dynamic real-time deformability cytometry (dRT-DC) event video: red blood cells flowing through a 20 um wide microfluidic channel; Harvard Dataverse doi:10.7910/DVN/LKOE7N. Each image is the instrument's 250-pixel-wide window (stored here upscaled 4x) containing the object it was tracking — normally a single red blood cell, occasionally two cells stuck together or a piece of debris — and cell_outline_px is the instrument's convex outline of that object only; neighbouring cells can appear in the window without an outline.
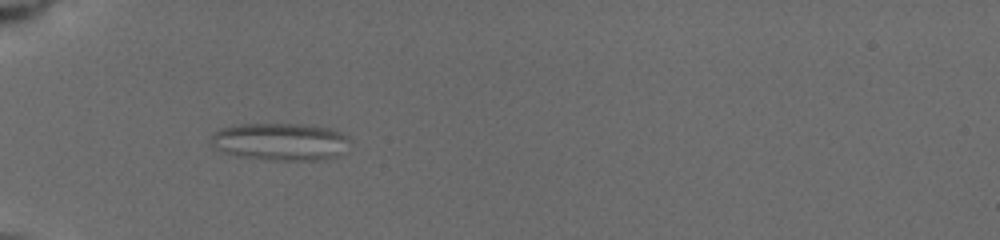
{"species": "common noctule bat (a hibernating species)", "species_latin": "Nyctalus noctula", "temperature_condition": "cold", "stored_images_in_passage": 13, "camera_frame_rate_fps": 3000, "um_per_image_px": 0.085, "animal": {"sex": "female", "body_mass_g": 19.5, "forearm_length_mm": 54.1}, "frame": {"image": 1, "passage_image": 8, "time_ms": 6.0, "image_size_px": [1000, 240], "cell_outline_px": [[348, 136], [336, 156], [324, 160], [272, 160], [236, 156], [224, 152], [216, 148], [212, 144], [212, 136], [220, 128], [240, 124], [300, 124], [332, 128]], "centroid_in_image_um": [23.77, 12.04], "position_along_channel_um": 61.2, "area_um2": 29.82}}
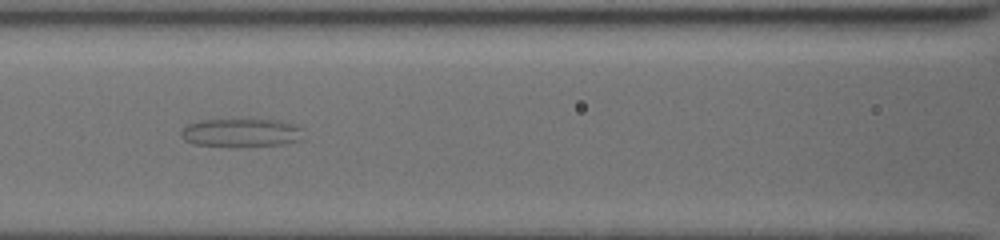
{"frame": {"image": 2, "passage_image": 11, "time_ms": 8.667, "image_size_px": [1000, 240], "cell_outline_px": [[304, 140], [284, 144], [236, 148], [196, 144], [184, 140], [180, 136], [180, 132], [188, 124], [200, 120], [244, 116], [276, 120], [296, 124], [304, 128]], "centroid_in_image_um": [20.57, 11.25], "position_along_channel_um": 146.0, "area_um2": 21.96}}
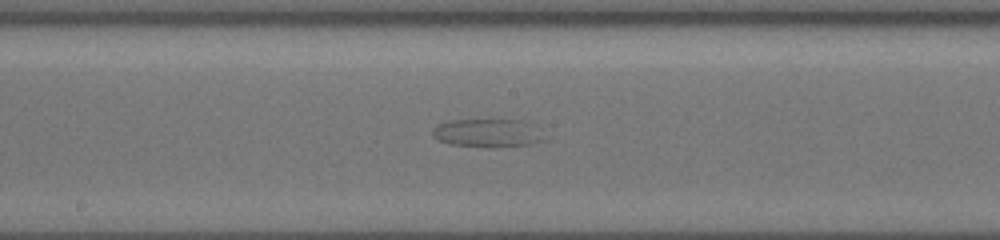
{"frame": {"image": 3, "passage_image": 13, "time_ms": 10.333, "image_size_px": [1000, 240], "cell_outline_px": [[544, 140], [532, 144], [500, 148], [448, 144], [432, 136], [432, 128], [436, 124], [448, 120], [516, 120]], "centroid_in_image_um": [41.21, 11.34], "position_along_channel_um": 207.0, "area_um2": 17.63}}